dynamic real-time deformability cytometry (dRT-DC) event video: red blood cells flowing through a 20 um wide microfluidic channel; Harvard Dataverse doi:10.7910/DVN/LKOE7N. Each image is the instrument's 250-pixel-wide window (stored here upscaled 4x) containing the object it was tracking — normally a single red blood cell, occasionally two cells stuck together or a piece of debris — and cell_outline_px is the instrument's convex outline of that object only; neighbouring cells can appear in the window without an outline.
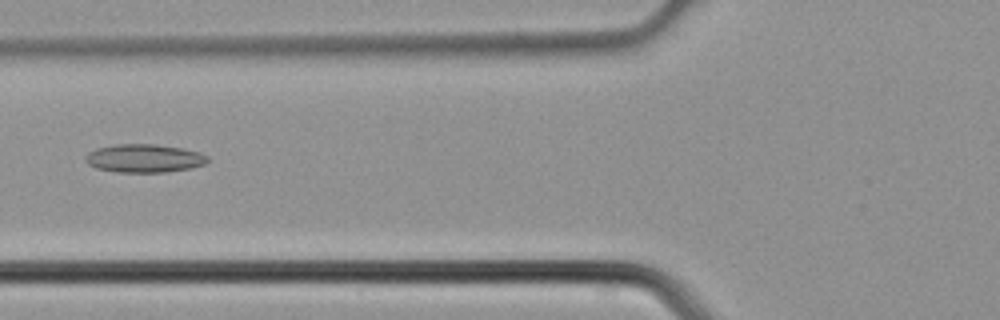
{"species": "common noctule bat (a hibernating species)", "species_latin": "Nyctalus noctula", "temperature_condition": "cold", "stored_images_in_passage": 3, "camera_frame_rate_fps": 3000, "um_per_image_px": 0.085, "animal": {"sex": "male", "body_mass_g": 21.5, "forearm_length_mm": 52.0}, "frame": {"image": 1, "passage_image": 3, "time_ms": 0.667, "image_size_px": [1000, 320], "cell_outline_px": [[208, 160], [204, 164], [192, 168], [164, 172], [116, 172], [96, 168], [88, 164], [84, 160], [88, 152], [96, 148], [116, 144], [156, 144], [180, 148], [200, 152], [208, 156]], "centroid_in_image_um": [12.24, 13.45], "position_along_channel_um": 113.6, "area_um2": 20.17}}